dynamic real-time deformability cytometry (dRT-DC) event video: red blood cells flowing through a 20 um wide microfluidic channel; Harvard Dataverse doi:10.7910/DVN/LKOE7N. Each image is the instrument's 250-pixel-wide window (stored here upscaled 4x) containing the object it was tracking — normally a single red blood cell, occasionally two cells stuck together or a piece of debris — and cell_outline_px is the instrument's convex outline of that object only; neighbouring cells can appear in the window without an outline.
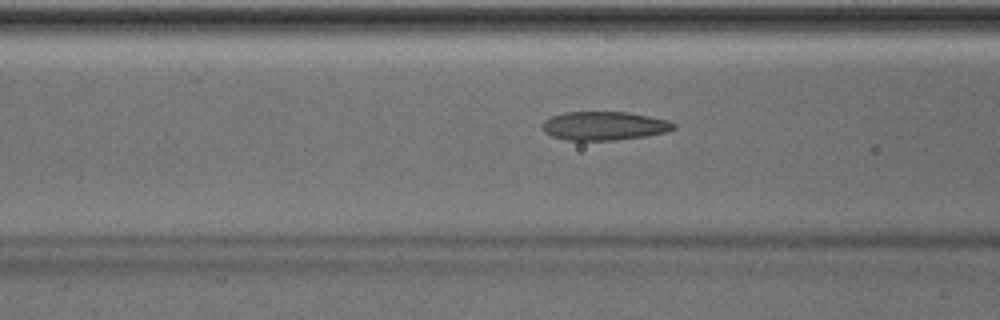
{"species": "Egyptian fruit bat (a non-hibernating species)", "species_latin": "Rousettus aegyptiacus", "temperature_condition": "room temperature", "stored_images_in_passage": 50, "camera_frame_rate_fps": 3000, "um_per_image_px": 0.085, "animal": {"sex": "male"}, "frame": {"image": 1, "passage_image": 20, "time_ms": 6.333, "image_size_px": [1000, 320], "cell_outline_px": [[676, 128], [668, 132], [648, 136], [616, 140], [568, 140], [552, 136], [544, 132], [544, 120], [552, 116], [564, 112], [628, 112], [668, 120], [676, 124]], "centroid_in_image_um": [51.41, 10.7], "position_along_channel_um": 115.2, "area_um2": 21.96}}
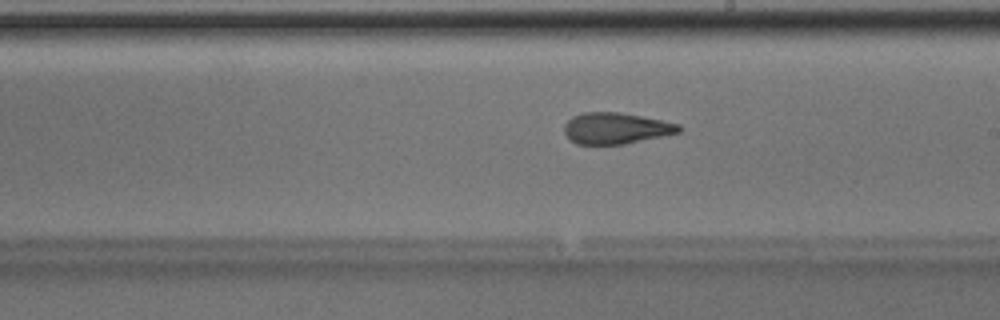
{"frame": {"image": 2, "passage_image": 29, "time_ms": 9.333, "image_size_px": [1000, 320], "cell_outline_px": [[684, 128], [680, 132], [624, 144], [576, 144], [568, 140], [564, 132], [564, 124], [572, 116], [580, 112], [616, 112], [640, 116], [680, 124]], "centroid_in_image_um": [52.31, 10.9], "position_along_channel_um": 236.7, "area_um2": 20.92}}
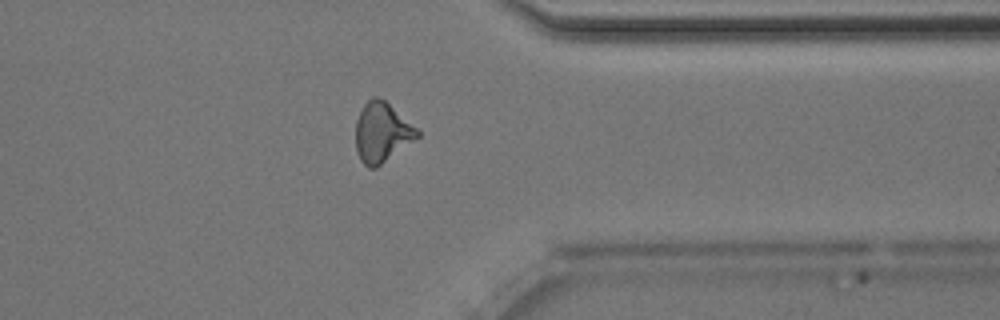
{"frame": {"image": 3, "passage_image": 40, "time_ms": 13.0, "image_size_px": [1000, 320], "cell_outline_px": [[420, 136], [376, 168], [368, 168], [360, 160], [356, 148], [356, 120], [360, 108], [372, 96], [376, 96], [384, 100], [416, 128], [420, 132]], "centroid_in_image_um": [32.43, 11.26], "position_along_channel_um": 379.0, "area_um2": 21.27}, "authors_computed_cell_mechanics": {"area_um2": 21.5305, "velocity_mm_per_s": 4.0541, "shape_relaxation_time_tau1_ms": 5.8035, "shape_relaxation_time_tau2_ms": 2.1647, "deformation_change_tau1": 0.1709, "deformation_change_tau2": 0.0989}}